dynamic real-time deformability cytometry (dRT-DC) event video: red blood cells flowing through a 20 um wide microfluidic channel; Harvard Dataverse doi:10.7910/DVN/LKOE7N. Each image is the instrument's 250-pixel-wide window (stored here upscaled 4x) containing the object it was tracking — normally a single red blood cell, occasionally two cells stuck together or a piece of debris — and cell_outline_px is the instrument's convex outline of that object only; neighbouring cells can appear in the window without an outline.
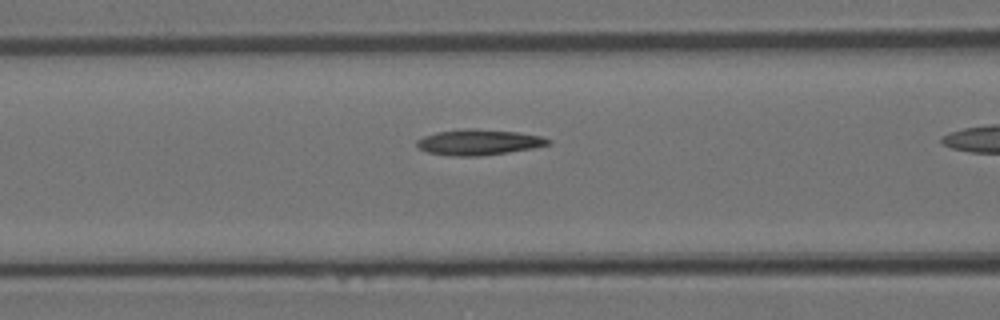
{"species": "Egyptian fruit bat (a non-hibernating species)", "species_latin": "Rousettus aegyptiacus", "temperature_condition": "room temperature", "stored_images_in_passage": 28, "camera_frame_rate_fps": 3000, "um_per_image_px": 0.085, "animal": {"sex": "female"}, "frame": {"image": 1, "passage_image": 10, "time_ms": 3.0, "image_size_px": [1000, 320], "cell_outline_px": [[552, 144], [532, 148], [508, 152], [480, 156], [452, 156], [428, 152], [420, 148], [416, 144], [416, 140], [424, 136], [436, 132], [464, 128], [476, 128], [516, 132], [540, 136], [552, 140]], "centroid_in_image_um": [40.69, 12.08], "position_along_channel_um": 125.9, "area_um2": 19.65}}
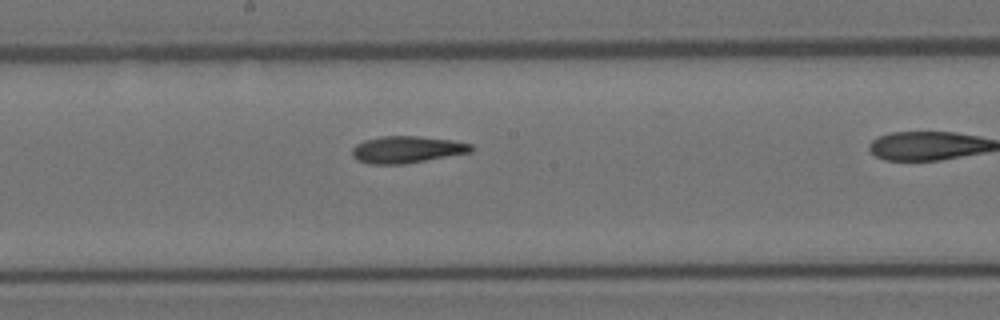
{"frame": {"image": 2, "passage_image": 16, "time_ms": 5.0, "image_size_px": [1000, 320], "cell_outline_px": [[476, 148], [472, 152], [404, 164], [368, 164], [356, 160], [352, 156], [352, 148], [356, 144], [364, 140], [380, 136], [416, 136], [452, 140], [472, 144]], "centroid_in_image_um": [34.58, 12.71], "position_along_channel_um": 213.6, "area_um2": 18.84}}
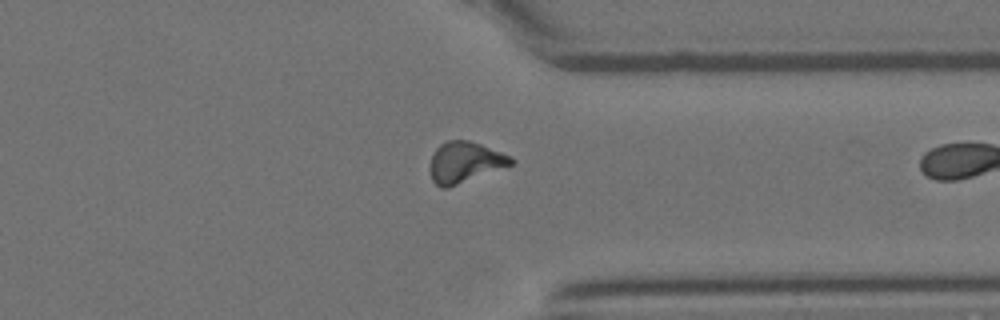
{"frame": {"image": 3, "passage_image": 27, "time_ms": 8.667, "image_size_px": [1000, 320], "cell_outline_px": [[516, 160], [512, 164], [448, 188], [440, 188], [432, 180], [432, 156], [436, 148], [440, 144], [448, 140], [468, 140], [480, 144], [512, 156]], "centroid_in_image_um": [39.53, 13.78], "position_along_channel_um": 371.9, "area_um2": 18.96}}